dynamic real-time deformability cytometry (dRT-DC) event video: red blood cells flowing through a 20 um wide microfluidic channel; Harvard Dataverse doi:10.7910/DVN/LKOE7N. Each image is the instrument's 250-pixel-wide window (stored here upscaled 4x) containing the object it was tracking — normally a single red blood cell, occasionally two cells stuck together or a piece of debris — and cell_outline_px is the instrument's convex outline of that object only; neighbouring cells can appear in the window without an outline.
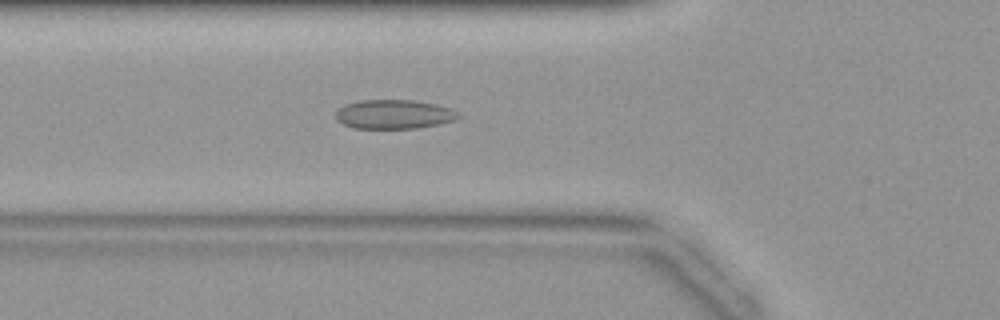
{"species": "common noctule bat (a hibernating species)", "species_latin": "Nyctalus noctula", "temperature_condition": "warm", "stored_images_in_passage": 42, "camera_frame_rate_fps": 3000, "um_per_image_px": 0.085, "animal": {"sex": "female", "body_mass_g": 19.9}, "frame": {"image": 1, "passage_image": 14, "time_ms": 4.333, "image_size_px": [1000, 320], "cell_outline_px": [[460, 116], [456, 120], [440, 124], [416, 128], [352, 128], [336, 120], [336, 112], [344, 104], [360, 100], [416, 100], [436, 104], [452, 108], [460, 112]], "centroid_in_image_um": [33.53, 9.71], "position_along_channel_um": 92.3, "area_um2": 21.04}}
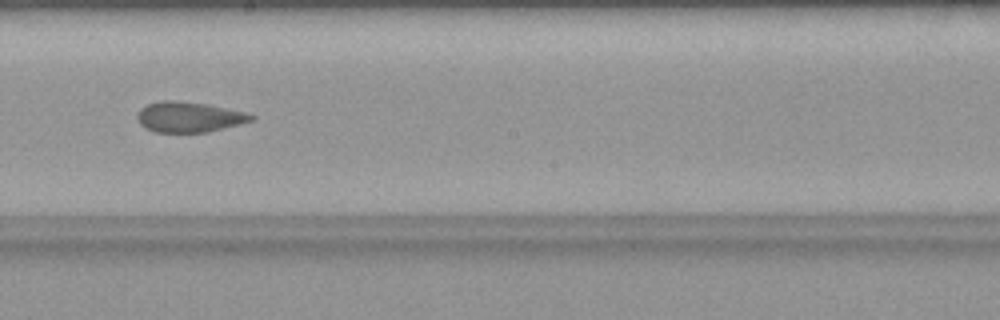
{"frame": {"image": 2, "passage_image": 23, "time_ms": 7.333, "image_size_px": [1000, 320], "cell_outline_px": [[256, 116], [252, 120], [240, 124], [208, 132], [156, 132], [144, 128], [140, 124], [136, 116], [140, 108], [148, 104], [160, 100], [172, 100], [208, 104], [244, 112]], "centroid_in_image_um": [16.03, 9.94], "position_along_channel_um": 232.2, "area_um2": 20.17}}
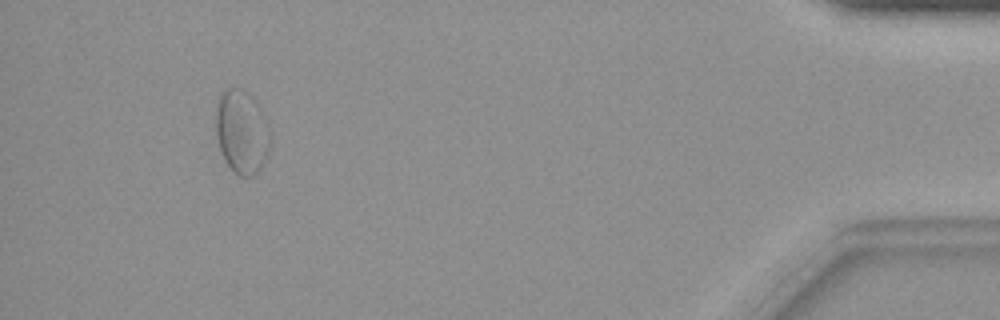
{"frame": {"image": 3, "passage_image": 39, "time_ms": 12.667, "image_size_px": [1000, 320], "cell_outline_px": [[268, 152], [260, 168], [252, 176], [240, 176], [224, 160], [216, 136], [216, 108], [220, 96], [224, 88], [240, 88], [256, 104], [268, 124]], "centroid_in_image_um": [20.51, 11.22], "position_along_channel_um": 414.7, "area_um2": 25.66}}